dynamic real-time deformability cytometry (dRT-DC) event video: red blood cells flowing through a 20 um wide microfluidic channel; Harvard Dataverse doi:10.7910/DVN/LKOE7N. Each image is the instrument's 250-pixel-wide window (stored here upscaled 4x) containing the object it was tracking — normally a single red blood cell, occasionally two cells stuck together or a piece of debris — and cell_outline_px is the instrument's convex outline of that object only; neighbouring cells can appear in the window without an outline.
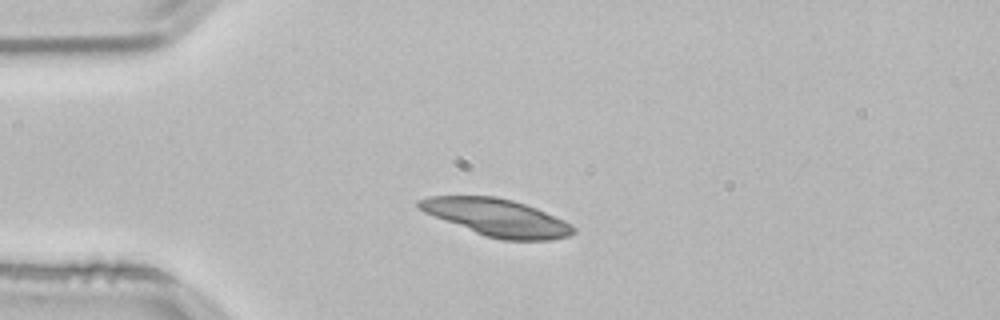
{"species": "common noctule bat (a hibernating species)", "species_latin": "Nyctalus noctula", "temperature_condition": "room temperature", "stored_images_in_passage": 41, "camera_frame_rate_fps": 3000, "um_per_image_px": 0.085, "animal": {"sex": "male", "body_mass_g": 21.5, "forearm_length_mm": 52.0}, "frame": {"image": 1, "passage_image": 1, "time_ms": 0.0, "image_size_px": [1000, 320], "cell_outline_px": [[576, 232], [568, 236], [552, 240], [500, 240], [484, 236], [424, 212], [416, 208], [416, 200], [428, 196], [496, 196], [512, 200], [536, 208], [564, 220], [572, 224], [576, 228]], "centroid_in_image_um": [42.22, 18.49], "position_along_channel_um": 42.8, "area_um2": 33.58}}